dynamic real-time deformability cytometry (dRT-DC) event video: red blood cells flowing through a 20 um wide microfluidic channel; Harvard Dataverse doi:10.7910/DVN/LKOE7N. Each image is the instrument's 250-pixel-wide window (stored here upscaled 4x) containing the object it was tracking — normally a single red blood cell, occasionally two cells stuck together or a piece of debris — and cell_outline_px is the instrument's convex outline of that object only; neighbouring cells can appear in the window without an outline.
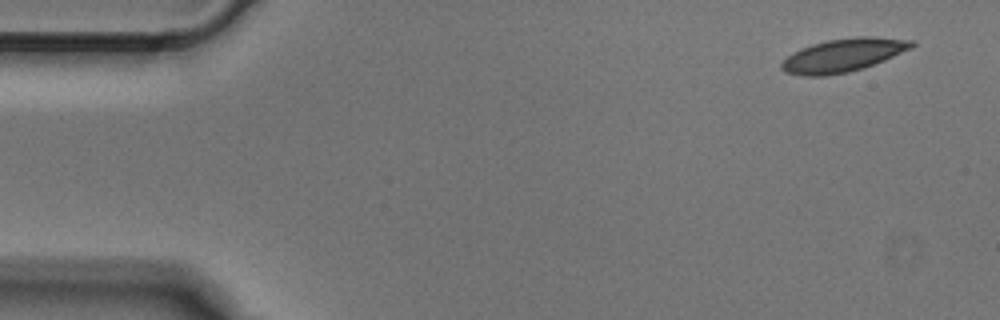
{"species": "Egyptian fruit bat (a non-hibernating species)", "species_latin": "Rousettus aegyptiacus", "temperature_condition": "cold", "stored_images_in_passage": 4, "segment_of_instrument_passage": [1, 2], "camera_frame_rate_fps": 3000, "um_per_image_px": 0.085, "animal": {"sex": "male"}, "frame": {"image": 1, "passage_image": 1, "time_ms": 0.0, "image_size_px": [1000, 320], "cell_outline_px": [[916, 44], [912, 48], [884, 60], [848, 72], [824, 76], [800, 76], [784, 72], [780, 68], [780, 64], [788, 56], [800, 48], [812, 44], [828, 40], [856, 36], [872, 36], [912, 40]], "centroid_in_image_um": [71.64, 4.69], "position_along_channel_um": 13.4, "area_um2": 25.14}}
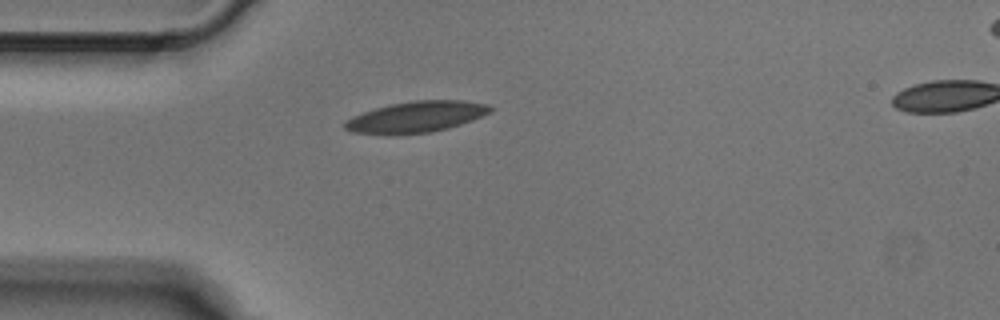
{"frame": {"image": 2, "passage_image": 3, "time_ms": 0.667, "image_size_px": [1000, 320], "cell_outline_px": [[492, 112], [472, 120], [448, 128], [432, 132], [396, 136], [388, 136], [352, 132], [344, 128], [344, 124], [352, 116], [376, 108], [392, 104], [412, 100], [464, 100], [488, 104], [492, 108]], "centroid_in_image_um": [35.37, 9.96], "position_along_channel_um": 49.6, "area_um2": 26.7}}